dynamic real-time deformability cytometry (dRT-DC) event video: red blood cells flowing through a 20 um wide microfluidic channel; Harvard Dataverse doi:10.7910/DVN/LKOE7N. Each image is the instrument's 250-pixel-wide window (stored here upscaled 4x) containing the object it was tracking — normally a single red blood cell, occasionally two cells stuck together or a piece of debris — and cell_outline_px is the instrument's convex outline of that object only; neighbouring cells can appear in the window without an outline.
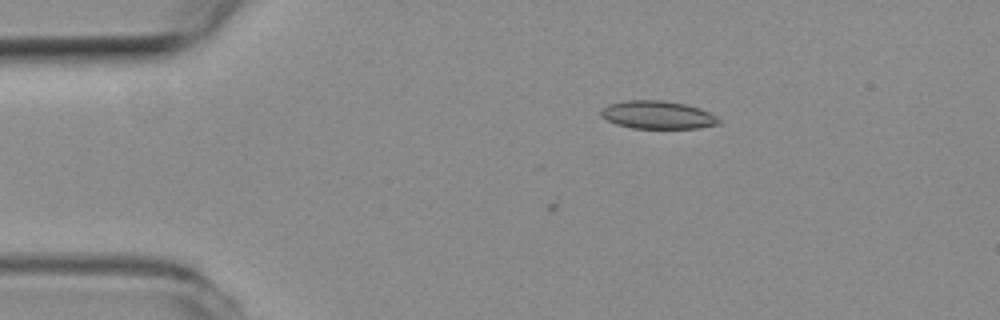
{"species": "common noctule bat (a hibernating species)", "species_latin": "Nyctalus noctula", "temperature_condition": "room temperature", "stored_images_in_passage": 4, "camera_frame_rate_fps": 3000, "um_per_image_px": 0.085, "animal": {"sex": "female", "body_mass_g": 19.3, "forearm_length_mm": 54.1}, "frame": {"image": 1, "passage_image": 4, "time_ms": 1.0, "image_size_px": [1000, 320], "cell_outline_px": [[720, 124], [700, 128], [632, 128], [616, 124], [600, 116], [600, 108], [608, 104], [624, 100], [660, 100], [684, 104], [700, 108], [716, 116], [720, 120]], "centroid_in_image_um": [55.87, 9.76], "position_along_channel_um": 29.1, "area_um2": 19.31}}